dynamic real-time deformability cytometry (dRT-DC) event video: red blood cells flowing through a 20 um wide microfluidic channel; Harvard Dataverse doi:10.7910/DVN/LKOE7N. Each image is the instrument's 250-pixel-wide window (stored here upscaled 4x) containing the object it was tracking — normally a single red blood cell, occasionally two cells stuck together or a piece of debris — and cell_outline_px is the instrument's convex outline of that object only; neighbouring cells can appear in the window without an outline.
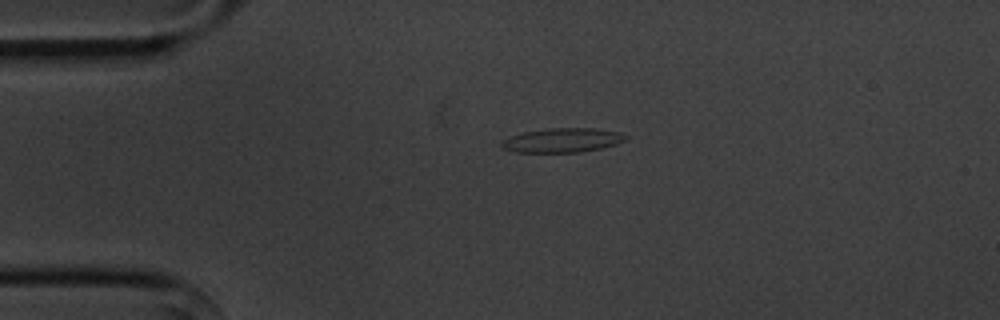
{"species": "common noctule bat (a hibernating species)", "species_latin": "Nyctalus noctula", "temperature_condition": "cold", "stored_images_in_passage": 5, "camera_frame_rate_fps": 3000, "um_per_image_px": 0.085, "animal": {"sex": "male", "body_mass_g": 20.1, "forearm_length_mm": 53.5}, "frame": {"image": 1, "passage_image": 5, "time_ms": 5.0, "image_size_px": [1000, 320], "cell_outline_px": [[628, 136], [624, 140], [616, 144], [600, 148], [580, 152], [516, 152], [504, 148], [500, 144], [500, 140], [508, 136], [524, 132], [548, 128], [596, 128], [620, 132]], "centroid_in_image_um": [47.77, 11.91], "position_along_channel_um": 37.2, "area_um2": 17.57}}